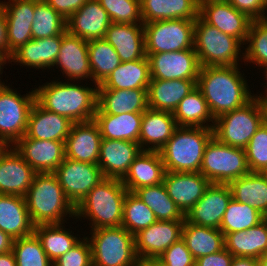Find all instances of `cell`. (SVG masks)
<instances>
[{
    "label": "cell",
    "mask_w": 267,
    "mask_h": 266,
    "mask_svg": "<svg viewBox=\"0 0 267 266\" xmlns=\"http://www.w3.org/2000/svg\"><path fill=\"white\" fill-rule=\"evenodd\" d=\"M239 70V66L200 68L196 87L204 96L214 119L245 106L254 98L244 74Z\"/></svg>",
    "instance_id": "obj_1"
},
{
    "label": "cell",
    "mask_w": 267,
    "mask_h": 266,
    "mask_svg": "<svg viewBox=\"0 0 267 266\" xmlns=\"http://www.w3.org/2000/svg\"><path fill=\"white\" fill-rule=\"evenodd\" d=\"M51 81L35 88V101L44 109L67 117L73 123L93 120L97 109L98 85ZM94 87V88H93Z\"/></svg>",
    "instance_id": "obj_2"
},
{
    "label": "cell",
    "mask_w": 267,
    "mask_h": 266,
    "mask_svg": "<svg viewBox=\"0 0 267 266\" xmlns=\"http://www.w3.org/2000/svg\"><path fill=\"white\" fill-rule=\"evenodd\" d=\"M24 198L34 225L64 224L67 214L75 219V207L54 173H36Z\"/></svg>",
    "instance_id": "obj_3"
},
{
    "label": "cell",
    "mask_w": 267,
    "mask_h": 266,
    "mask_svg": "<svg viewBox=\"0 0 267 266\" xmlns=\"http://www.w3.org/2000/svg\"><path fill=\"white\" fill-rule=\"evenodd\" d=\"M127 192L121 179L104 178L75 207V219L88 217L91 230L121 226Z\"/></svg>",
    "instance_id": "obj_4"
},
{
    "label": "cell",
    "mask_w": 267,
    "mask_h": 266,
    "mask_svg": "<svg viewBox=\"0 0 267 266\" xmlns=\"http://www.w3.org/2000/svg\"><path fill=\"white\" fill-rule=\"evenodd\" d=\"M212 137V128L178 126L159 150L165 170L200 172L204 149Z\"/></svg>",
    "instance_id": "obj_5"
},
{
    "label": "cell",
    "mask_w": 267,
    "mask_h": 266,
    "mask_svg": "<svg viewBox=\"0 0 267 266\" xmlns=\"http://www.w3.org/2000/svg\"><path fill=\"white\" fill-rule=\"evenodd\" d=\"M242 45L239 39L219 31L199 16L195 20L194 49L201 67L238 66L239 59L244 57Z\"/></svg>",
    "instance_id": "obj_6"
},
{
    "label": "cell",
    "mask_w": 267,
    "mask_h": 266,
    "mask_svg": "<svg viewBox=\"0 0 267 266\" xmlns=\"http://www.w3.org/2000/svg\"><path fill=\"white\" fill-rule=\"evenodd\" d=\"M92 266H136L134 235L123 226L90 230Z\"/></svg>",
    "instance_id": "obj_7"
},
{
    "label": "cell",
    "mask_w": 267,
    "mask_h": 266,
    "mask_svg": "<svg viewBox=\"0 0 267 266\" xmlns=\"http://www.w3.org/2000/svg\"><path fill=\"white\" fill-rule=\"evenodd\" d=\"M263 122L261 100L254 97L245 106L217 117L213 136L220 143L244 149Z\"/></svg>",
    "instance_id": "obj_8"
},
{
    "label": "cell",
    "mask_w": 267,
    "mask_h": 266,
    "mask_svg": "<svg viewBox=\"0 0 267 266\" xmlns=\"http://www.w3.org/2000/svg\"><path fill=\"white\" fill-rule=\"evenodd\" d=\"M250 172L244 149L220 143L214 136L206 144L200 173L212 184H229Z\"/></svg>",
    "instance_id": "obj_9"
},
{
    "label": "cell",
    "mask_w": 267,
    "mask_h": 266,
    "mask_svg": "<svg viewBox=\"0 0 267 266\" xmlns=\"http://www.w3.org/2000/svg\"><path fill=\"white\" fill-rule=\"evenodd\" d=\"M145 54L194 48L195 20L171 19L143 23Z\"/></svg>",
    "instance_id": "obj_10"
},
{
    "label": "cell",
    "mask_w": 267,
    "mask_h": 266,
    "mask_svg": "<svg viewBox=\"0 0 267 266\" xmlns=\"http://www.w3.org/2000/svg\"><path fill=\"white\" fill-rule=\"evenodd\" d=\"M34 102V90L21 96L7 84L0 86V138L11 146L25 135Z\"/></svg>",
    "instance_id": "obj_11"
},
{
    "label": "cell",
    "mask_w": 267,
    "mask_h": 266,
    "mask_svg": "<svg viewBox=\"0 0 267 266\" xmlns=\"http://www.w3.org/2000/svg\"><path fill=\"white\" fill-rule=\"evenodd\" d=\"M53 173L74 207L104 179L98 164L79 162L66 157Z\"/></svg>",
    "instance_id": "obj_12"
},
{
    "label": "cell",
    "mask_w": 267,
    "mask_h": 266,
    "mask_svg": "<svg viewBox=\"0 0 267 266\" xmlns=\"http://www.w3.org/2000/svg\"><path fill=\"white\" fill-rule=\"evenodd\" d=\"M151 80H197L200 63L195 49L146 54Z\"/></svg>",
    "instance_id": "obj_13"
},
{
    "label": "cell",
    "mask_w": 267,
    "mask_h": 266,
    "mask_svg": "<svg viewBox=\"0 0 267 266\" xmlns=\"http://www.w3.org/2000/svg\"><path fill=\"white\" fill-rule=\"evenodd\" d=\"M185 220H157L134 235L136 254L139 259H158L173 243L182 238Z\"/></svg>",
    "instance_id": "obj_14"
},
{
    "label": "cell",
    "mask_w": 267,
    "mask_h": 266,
    "mask_svg": "<svg viewBox=\"0 0 267 266\" xmlns=\"http://www.w3.org/2000/svg\"><path fill=\"white\" fill-rule=\"evenodd\" d=\"M232 199L228 184H210L202 198L186 213L185 220L199 226L220 229L223 215Z\"/></svg>",
    "instance_id": "obj_15"
},
{
    "label": "cell",
    "mask_w": 267,
    "mask_h": 266,
    "mask_svg": "<svg viewBox=\"0 0 267 266\" xmlns=\"http://www.w3.org/2000/svg\"><path fill=\"white\" fill-rule=\"evenodd\" d=\"M13 147L37 173H53L65 158L64 141L22 137Z\"/></svg>",
    "instance_id": "obj_16"
},
{
    "label": "cell",
    "mask_w": 267,
    "mask_h": 266,
    "mask_svg": "<svg viewBox=\"0 0 267 266\" xmlns=\"http://www.w3.org/2000/svg\"><path fill=\"white\" fill-rule=\"evenodd\" d=\"M61 67L67 80L81 81L91 79L93 74L89 64L88 41L70 34L67 30L62 33V42L54 67Z\"/></svg>",
    "instance_id": "obj_17"
},
{
    "label": "cell",
    "mask_w": 267,
    "mask_h": 266,
    "mask_svg": "<svg viewBox=\"0 0 267 266\" xmlns=\"http://www.w3.org/2000/svg\"><path fill=\"white\" fill-rule=\"evenodd\" d=\"M199 17L219 31L239 39L244 45L252 19L235 9L229 2L199 5Z\"/></svg>",
    "instance_id": "obj_18"
},
{
    "label": "cell",
    "mask_w": 267,
    "mask_h": 266,
    "mask_svg": "<svg viewBox=\"0 0 267 266\" xmlns=\"http://www.w3.org/2000/svg\"><path fill=\"white\" fill-rule=\"evenodd\" d=\"M163 184L169 197L186 213L202 198L211 182L200 172L166 171Z\"/></svg>",
    "instance_id": "obj_19"
},
{
    "label": "cell",
    "mask_w": 267,
    "mask_h": 266,
    "mask_svg": "<svg viewBox=\"0 0 267 266\" xmlns=\"http://www.w3.org/2000/svg\"><path fill=\"white\" fill-rule=\"evenodd\" d=\"M102 136L94 120L73 123L64 147L65 157L98 164Z\"/></svg>",
    "instance_id": "obj_20"
},
{
    "label": "cell",
    "mask_w": 267,
    "mask_h": 266,
    "mask_svg": "<svg viewBox=\"0 0 267 266\" xmlns=\"http://www.w3.org/2000/svg\"><path fill=\"white\" fill-rule=\"evenodd\" d=\"M141 151L139 143L102 138L98 166L104 178L122 179Z\"/></svg>",
    "instance_id": "obj_21"
},
{
    "label": "cell",
    "mask_w": 267,
    "mask_h": 266,
    "mask_svg": "<svg viewBox=\"0 0 267 266\" xmlns=\"http://www.w3.org/2000/svg\"><path fill=\"white\" fill-rule=\"evenodd\" d=\"M36 173L11 146L0 159V194L24 197Z\"/></svg>",
    "instance_id": "obj_22"
},
{
    "label": "cell",
    "mask_w": 267,
    "mask_h": 266,
    "mask_svg": "<svg viewBox=\"0 0 267 266\" xmlns=\"http://www.w3.org/2000/svg\"><path fill=\"white\" fill-rule=\"evenodd\" d=\"M111 20L98 0L87 2L66 20V30L86 41L102 39Z\"/></svg>",
    "instance_id": "obj_23"
},
{
    "label": "cell",
    "mask_w": 267,
    "mask_h": 266,
    "mask_svg": "<svg viewBox=\"0 0 267 266\" xmlns=\"http://www.w3.org/2000/svg\"><path fill=\"white\" fill-rule=\"evenodd\" d=\"M2 5L7 23L9 51L13 53L21 45L32 40V22L35 0H8Z\"/></svg>",
    "instance_id": "obj_24"
},
{
    "label": "cell",
    "mask_w": 267,
    "mask_h": 266,
    "mask_svg": "<svg viewBox=\"0 0 267 266\" xmlns=\"http://www.w3.org/2000/svg\"><path fill=\"white\" fill-rule=\"evenodd\" d=\"M73 122L67 117L50 112L34 102L23 137L37 140L64 141L69 135Z\"/></svg>",
    "instance_id": "obj_25"
},
{
    "label": "cell",
    "mask_w": 267,
    "mask_h": 266,
    "mask_svg": "<svg viewBox=\"0 0 267 266\" xmlns=\"http://www.w3.org/2000/svg\"><path fill=\"white\" fill-rule=\"evenodd\" d=\"M165 166L159 151L142 150L121 179L128 192L163 183Z\"/></svg>",
    "instance_id": "obj_26"
},
{
    "label": "cell",
    "mask_w": 267,
    "mask_h": 266,
    "mask_svg": "<svg viewBox=\"0 0 267 266\" xmlns=\"http://www.w3.org/2000/svg\"><path fill=\"white\" fill-rule=\"evenodd\" d=\"M177 127L172 112L148 108L142 115L139 135L141 149L159 151L172 137Z\"/></svg>",
    "instance_id": "obj_27"
},
{
    "label": "cell",
    "mask_w": 267,
    "mask_h": 266,
    "mask_svg": "<svg viewBox=\"0 0 267 266\" xmlns=\"http://www.w3.org/2000/svg\"><path fill=\"white\" fill-rule=\"evenodd\" d=\"M104 39L113 46L121 62L146 56L143 24L111 23Z\"/></svg>",
    "instance_id": "obj_28"
},
{
    "label": "cell",
    "mask_w": 267,
    "mask_h": 266,
    "mask_svg": "<svg viewBox=\"0 0 267 266\" xmlns=\"http://www.w3.org/2000/svg\"><path fill=\"white\" fill-rule=\"evenodd\" d=\"M62 42V34L29 40L12 53L11 62L36 69L54 67ZM22 64V65H21Z\"/></svg>",
    "instance_id": "obj_29"
},
{
    "label": "cell",
    "mask_w": 267,
    "mask_h": 266,
    "mask_svg": "<svg viewBox=\"0 0 267 266\" xmlns=\"http://www.w3.org/2000/svg\"><path fill=\"white\" fill-rule=\"evenodd\" d=\"M148 109L147 89L97 90L96 113L119 115Z\"/></svg>",
    "instance_id": "obj_30"
},
{
    "label": "cell",
    "mask_w": 267,
    "mask_h": 266,
    "mask_svg": "<svg viewBox=\"0 0 267 266\" xmlns=\"http://www.w3.org/2000/svg\"><path fill=\"white\" fill-rule=\"evenodd\" d=\"M34 226L23 196L0 194V230L15 240L33 234Z\"/></svg>",
    "instance_id": "obj_31"
},
{
    "label": "cell",
    "mask_w": 267,
    "mask_h": 266,
    "mask_svg": "<svg viewBox=\"0 0 267 266\" xmlns=\"http://www.w3.org/2000/svg\"><path fill=\"white\" fill-rule=\"evenodd\" d=\"M197 80H151L148 89V108L172 112L179 102L196 88Z\"/></svg>",
    "instance_id": "obj_32"
},
{
    "label": "cell",
    "mask_w": 267,
    "mask_h": 266,
    "mask_svg": "<svg viewBox=\"0 0 267 266\" xmlns=\"http://www.w3.org/2000/svg\"><path fill=\"white\" fill-rule=\"evenodd\" d=\"M151 81L148 57L121 62L110 75L98 85L97 90L148 89Z\"/></svg>",
    "instance_id": "obj_33"
},
{
    "label": "cell",
    "mask_w": 267,
    "mask_h": 266,
    "mask_svg": "<svg viewBox=\"0 0 267 266\" xmlns=\"http://www.w3.org/2000/svg\"><path fill=\"white\" fill-rule=\"evenodd\" d=\"M140 13L143 23L171 19L196 20L199 4L198 0H140Z\"/></svg>",
    "instance_id": "obj_34"
},
{
    "label": "cell",
    "mask_w": 267,
    "mask_h": 266,
    "mask_svg": "<svg viewBox=\"0 0 267 266\" xmlns=\"http://www.w3.org/2000/svg\"><path fill=\"white\" fill-rule=\"evenodd\" d=\"M225 248L234 257L258 259L267 252V225L263 220L246 231H237L225 235Z\"/></svg>",
    "instance_id": "obj_35"
},
{
    "label": "cell",
    "mask_w": 267,
    "mask_h": 266,
    "mask_svg": "<svg viewBox=\"0 0 267 266\" xmlns=\"http://www.w3.org/2000/svg\"><path fill=\"white\" fill-rule=\"evenodd\" d=\"M143 113L119 115L95 113L93 120L98 125L103 139L128 140L139 143Z\"/></svg>",
    "instance_id": "obj_36"
},
{
    "label": "cell",
    "mask_w": 267,
    "mask_h": 266,
    "mask_svg": "<svg viewBox=\"0 0 267 266\" xmlns=\"http://www.w3.org/2000/svg\"><path fill=\"white\" fill-rule=\"evenodd\" d=\"M182 239L195 260L225 248V236L219 229L199 226L186 220L182 229Z\"/></svg>",
    "instance_id": "obj_37"
},
{
    "label": "cell",
    "mask_w": 267,
    "mask_h": 266,
    "mask_svg": "<svg viewBox=\"0 0 267 266\" xmlns=\"http://www.w3.org/2000/svg\"><path fill=\"white\" fill-rule=\"evenodd\" d=\"M228 185L235 201L246 203L267 216V180L258 172L243 175Z\"/></svg>",
    "instance_id": "obj_38"
},
{
    "label": "cell",
    "mask_w": 267,
    "mask_h": 266,
    "mask_svg": "<svg viewBox=\"0 0 267 266\" xmlns=\"http://www.w3.org/2000/svg\"><path fill=\"white\" fill-rule=\"evenodd\" d=\"M173 117L178 126L213 129L215 123L208 104L197 87L179 102L173 111ZM208 122H212V124Z\"/></svg>",
    "instance_id": "obj_39"
},
{
    "label": "cell",
    "mask_w": 267,
    "mask_h": 266,
    "mask_svg": "<svg viewBox=\"0 0 267 266\" xmlns=\"http://www.w3.org/2000/svg\"><path fill=\"white\" fill-rule=\"evenodd\" d=\"M34 233L41 241L43 250L52 262L73 248L81 238L62 224H39L34 226Z\"/></svg>",
    "instance_id": "obj_40"
},
{
    "label": "cell",
    "mask_w": 267,
    "mask_h": 266,
    "mask_svg": "<svg viewBox=\"0 0 267 266\" xmlns=\"http://www.w3.org/2000/svg\"><path fill=\"white\" fill-rule=\"evenodd\" d=\"M154 213L157 220L181 221L185 215L169 197L163 183L154 186H144L134 191Z\"/></svg>",
    "instance_id": "obj_41"
},
{
    "label": "cell",
    "mask_w": 267,
    "mask_h": 266,
    "mask_svg": "<svg viewBox=\"0 0 267 266\" xmlns=\"http://www.w3.org/2000/svg\"><path fill=\"white\" fill-rule=\"evenodd\" d=\"M88 55L95 85H100L121 64L119 55L104 38L88 41Z\"/></svg>",
    "instance_id": "obj_42"
},
{
    "label": "cell",
    "mask_w": 267,
    "mask_h": 266,
    "mask_svg": "<svg viewBox=\"0 0 267 266\" xmlns=\"http://www.w3.org/2000/svg\"><path fill=\"white\" fill-rule=\"evenodd\" d=\"M264 217L252 206L239 203L232 198L223 215L219 230L224 236L231 232L246 231L262 222Z\"/></svg>",
    "instance_id": "obj_43"
},
{
    "label": "cell",
    "mask_w": 267,
    "mask_h": 266,
    "mask_svg": "<svg viewBox=\"0 0 267 266\" xmlns=\"http://www.w3.org/2000/svg\"><path fill=\"white\" fill-rule=\"evenodd\" d=\"M32 39L61 35L66 31V19L46 1L35 0Z\"/></svg>",
    "instance_id": "obj_44"
},
{
    "label": "cell",
    "mask_w": 267,
    "mask_h": 266,
    "mask_svg": "<svg viewBox=\"0 0 267 266\" xmlns=\"http://www.w3.org/2000/svg\"><path fill=\"white\" fill-rule=\"evenodd\" d=\"M156 221L153 211L134 192H127L123 205L121 226L135 235Z\"/></svg>",
    "instance_id": "obj_45"
},
{
    "label": "cell",
    "mask_w": 267,
    "mask_h": 266,
    "mask_svg": "<svg viewBox=\"0 0 267 266\" xmlns=\"http://www.w3.org/2000/svg\"><path fill=\"white\" fill-rule=\"evenodd\" d=\"M12 251L17 266H53L35 233L15 239Z\"/></svg>",
    "instance_id": "obj_46"
},
{
    "label": "cell",
    "mask_w": 267,
    "mask_h": 266,
    "mask_svg": "<svg viewBox=\"0 0 267 266\" xmlns=\"http://www.w3.org/2000/svg\"><path fill=\"white\" fill-rule=\"evenodd\" d=\"M249 43V44H248ZM243 61L256 64L257 67L267 65V18L254 20L250 24L245 45Z\"/></svg>",
    "instance_id": "obj_47"
},
{
    "label": "cell",
    "mask_w": 267,
    "mask_h": 266,
    "mask_svg": "<svg viewBox=\"0 0 267 266\" xmlns=\"http://www.w3.org/2000/svg\"><path fill=\"white\" fill-rule=\"evenodd\" d=\"M112 23L143 24L140 0H98Z\"/></svg>",
    "instance_id": "obj_48"
},
{
    "label": "cell",
    "mask_w": 267,
    "mask_h": 266,
    "mask_svg": "<svg viewBox=\"0 0 267 266\" xmlns=\"http://www.w3.org/2000/svg\"><path fill=\"white\" fill-rule=\"evenodd\" d=\"M251 172H259L267 166V125L263 124L244 148Z\"/></svg>",
    "instance_id": "obj_49"
},
{
    "label": "cell",
    "mask_w": 267,
    "mask_h": 266,
    "mask_svg": "<svg viewBox=\"0 0 267 266\" xmlns=\"http://www.w3.org/2000/svg\"><path fill=\"white\" fill-rule=\"evenodd\" d=\"M53 266H92L91 245L88 236L82 238L67 253L60 256Z\"/></svg>",
    "instance_id": "obj_50"
},
{
    "label": "cell",
    "mask_w": 267,
    "mask_h": 266,
    "mask_svg": "<svg viewBox=\"0 0 267 266\" xmlns=\"http://www.w3.org/2000/svg\"><path fill=\"white\" fill-rule=\"evenodd\" d=\"M158 260L165 266H195V259L182 238L166 249Z\"/></svg>",
    "instance_id": "obj_51"
},
{
    "label": "cell",
    "mask_w": 267,
    "mask_h": 266,
    "mask_svg": "<svg viewBox=\"0 0 267 266\" xmlns=\"http://www.w3.org/2000/svg\"><path fill=\"white\" fill-rule=\"evenodd\" d=\"M229 3L253 21L267 18V0H230Z\"/></svg>",
    "instance_id": "obj_52"
},
{
    "label": "cell",
    "mask_w": 267,
    "mask_h": 266,
    "mask_svg": "<svg viewBox=\"0 0 267 266\" xmlns=\"http://www.w3.org/2000/svg\"><path fill=\"white\" fill-rule=\"evenodd\" d=\"M234 256L226 249L219 252L199 257L195 266H231Z\"/></svg>",
    "instance_id": "obj_53"
},
{
    "label": "cell",
    "mask_w": 267,
    "mask_h": 266,
    "mask_svg": "<svg viewBox=\"0 0 267 266\" xmlns=\"http://www.w3.org/2000/svg\"><path fill=\"white\" fill-rule=\"evenodd\" d=\"M54 10L60 13L66 20L78 9H80L87 0H44Z\"/></svg>",
    "instance_id": "obj_54"
},
{
    "label": "cell",
    "mask_w": 267,
    "mask_h": 266,
    "mask_svg": "<svg viewBox=\"0 0 267 266\" xmlns=\"http://www.w3.org/2000/svg\"><path fill=\"white\" fill-rule=\"evenodd\" d=\"M0 52L5 54L9 59L12 53L9 51L8 38H7V23L5 17L4 7L0 1Z\"/></svg>",
    "instance_id": "obj_55"
},
{
    "label": "cell",
    "mask_w": 267,
    "mask_h": 266,
    "mask_svg": "<svg viewBox=\"0 0 267 266\" xmlns=\"http://www.w3.org/2000/svg\"><path fill=\"white\" fill-rule=\"evenodd\" d=\"M14 239L0 230V254L12 251Z\"/></svg>",
    "instance_id": "obj_56"
},
{
    "label": "cell",
    "mask_w": 267,
    "mask_h": 266,
    "mask_svg": "<svg viewBox=\"0 0 267 266\" xmlns=\"http://www.w3.org/2000/svg\"><path fill=\"white\" fill-rule=\"evenodd\" d=\"M231 266H258V259L234 257Z\"/></svg>",
    "instance_id": "obj_57"
},
{
    "label": "cell",
    "mask_w": 267,
    "mask_h": 266,
    "mask_svg": "<svg viewBox=\"0 0 267 266\" xmlns=\"http://www.w3.org/2000/svg\"><path fill=\"white\" fill-rule=\"evenodd\" d=\"M0 266H17L13 251L0 254Z\"/></svg>",
    "instance_id": "obj_58"
},
{
    "label": "cell",
    "mask_w": 267,
    "mask_h": 266,
    "mask_svg": "<svg viewBox=\"0 0 267 266\" xmlns=\"http://www.w3.org/2000/svg\"><path fill=\"white\" fill-rule=\"evenodd\" d=\"M136 266H165L158 259H139Z\"/></svg>",
    "instance_id": "obj_59"
},
{
    "label": "cell",
    "mask_w": 267,
    "mask_h": 266,
    "mask_svg": "<svg viewBox=\"0 0 267 266\" xmlns=\"http://www.w3.org/2000/svg\"><path fill=\"white\" fill-rule=\"evenodd\" d=\"M11 63L10 62V59L5 55V54H3L2 52H0V74H2L3 72V70H1V69H3L4 67H2V66H4V64H6V63ZM1 78V77H0ZM5 83H3L2 81H1V79H0V86L1 85H4Z\"/></svg>",
    "instance_id": "obj_60"
},
{
    "label": "cell",
    "mask_w": 267,
    "mask_h": 266,
    "mask_svg": "<svg viewBox=\"0 0 267 266\" xmlns=\"http://www.w3.org/2000/svg\"><path fill=\"white\" fill-rule=\"evenodd\" d=\"M11 145L6 142L4 139L0 138V159L7 152Z\"/></svg>",
    "instance_id": "obj_61"
},
{
    "label": "cell",
    "mask_w": 267,
    "mask_h": 266,
    "mask_svg": "<svg viewBox=\"0 0 267 266\" xmlns=\"http://www.w3.org/2000/svg\"><path fill=\"white\" fill-rule=\"evenodd\" d=\"M263 68L266 70V71L264 70V72H265L264 74H265V76H266L265 78L267 80V65L264 66ZM266 84H267V82H266ZM266 87H267V85H266ZM265 94L266 95L262 96V93H260L259 95H256V96L254 95V97L257 99H260L261 101H264V100H267V88H266Z\"/></svg>",
    "instance_id": "obj_62"
},
{
    "label": "cell",
    "mask_w": 267,
    "mask_h": 266,
    "mask_svg": "<svg viewBox=\"0 0 267 266\" xmlns=\"http://www.w3.org/2000/svg\"><path fill=\"white\" fill-rule=\"evenodd\" d=\"M258 266H267V252L258 258Z\"/></svg>",
    "instance_id": "obj_63"
},
{
    "label": "cell",
    "mask_w": 267,
    "mask_h": 266,
    "mask_svg": "<svg viewBox=\"0 0 267 266\" xmlns=\"http://www.w3.org/2000/svg\"><path fill=\"white\" fill-rule=\"evenodd\" d=\"M264 112V123L267 125V100L261 101Z\"/></svg>",
    "instance_id": "obj_64"
},
{
    "label": "cell",
    "mask_w": 267,
    "mask_h": 266,
    "mask_svg": "<svg viewBox=\"0 0 267 266\" xmlns=\"http://www.w3.org/2000/svg\"><path fill=\"white\" fill-rule=\"evenodd\" d=\"M230 0H198V4L212 3V2H229Z\"/></svg>",
    "instance_id": "obj_65"
},
{
    "label": "cell",
    "mask_w": 267,
    "mask_h": 266,
    "mask_svg": "<svg viewBox=\"0 0 267 266\" xmlns=\"http://www.w3.org/2000/svg\"><path fill=\"white\" fill-rule=\"evenodd\" d=\"M264 179L267 180V166L258 172Z\"/></svg>",
    "instance_id": "obj_66"
},
{
    "label": "cell",
    "mask_w": 267,
    "mask_h": 266,
    "mask_svg": "<svg viewBox=\"0 0 267 266\" xmlns=\"http://www.w3.org/2000/svg\"><path fill=\"white\" fill-rule=\"evenodd\" d=\"M263 220L266 222L267 225V216H265Z\"/></svg>",
    "instance_id": "obj_67"
}]
</instances>
